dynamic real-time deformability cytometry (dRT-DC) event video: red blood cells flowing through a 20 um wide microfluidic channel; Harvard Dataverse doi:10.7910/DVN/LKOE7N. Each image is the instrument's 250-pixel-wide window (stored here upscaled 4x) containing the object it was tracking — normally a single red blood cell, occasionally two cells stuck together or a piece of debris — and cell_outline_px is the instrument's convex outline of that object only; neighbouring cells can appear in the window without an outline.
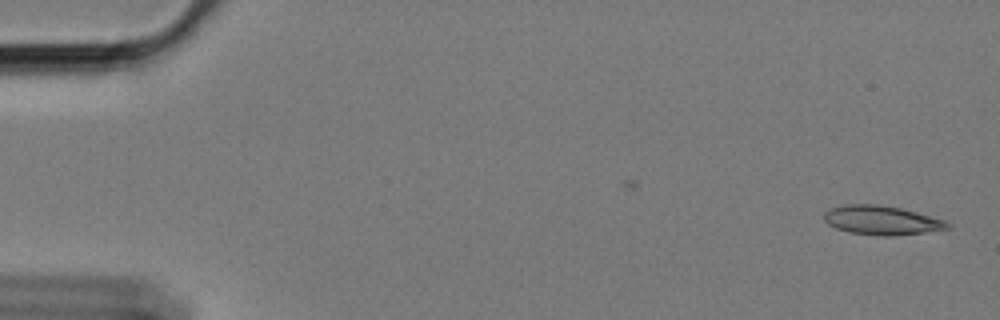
{"species": "Egyptian fruit bat (a non-hibernating species)", "species_latin": "Rousettus aegyptiacus", "temperature_condition": "cold", "stored_images_in_passage": 25, "camera_frame_rate_fps": 3000, "um_per_image_px": 0.085, "animal": {"sex": "female"}, "frame": {"image": 1, "passage_image": 1, "time_ms": 0.0, "image_size_px": [1000, 320], "cell_outline_px": [[952, 228], [924, 232], [892, 236], [876, 236], [848, 232], [836, 228], [828, 224], [824, 220], [824, 212], [828, 208], [844, 204], [876, 204], [900, 208], [916, 212], [944, 220], [952, 224]], "centroid_in_image_um": [74.91, 18.72], "position_along_channel_um": 10.1, "area_um2": 21.1}}
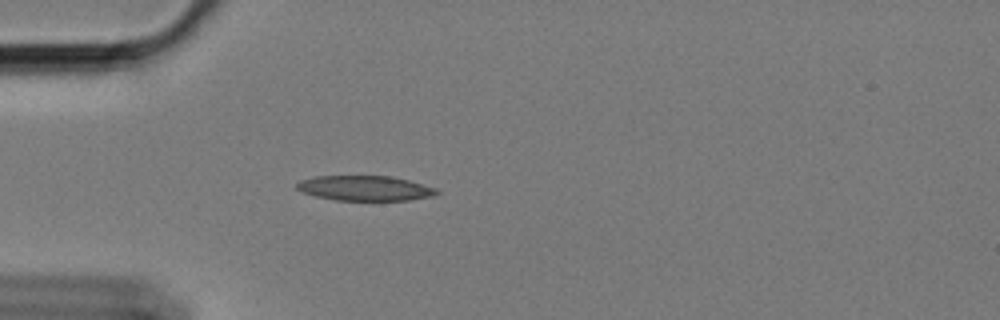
{"frame": {"image": 2, "passage_image": 16, "time_ms": 5.0, "image_size_px": [1000, 320], "cell_outline_px": [[440, 192], [432, 196], [408, 200], [336, 200], [316, 196], [304, 192], [296, 188], [296, 184], [300, 180], [312, 176], [392, 176], [408, 180], [436, 188]], "centroid_in_image_um": [31.01, 15.99], "position_along_channel_um": 54.0, "area_um2": 20.29}}
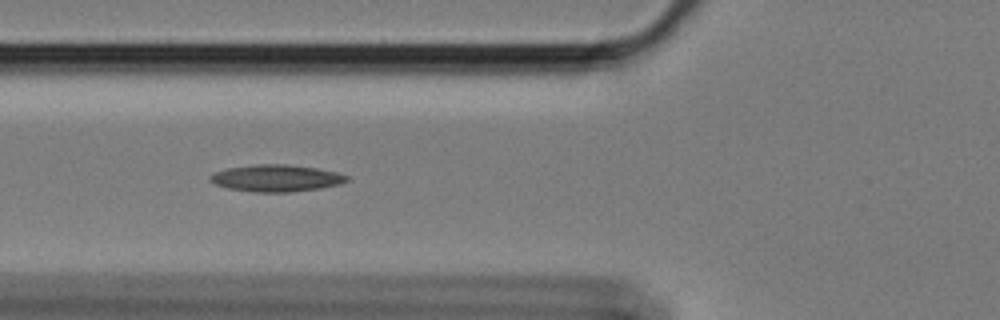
{"frame": {"image": 3, "passage_image": 21, "time_ms": 6.667, "image_size_px": [1000, 320], "cell_outline_px": [[348, 180], [340, 184], [320, 188], [292, 192], [252, 192], [228, 188], [216, 184], [208, 180], [208, 176], [216, 172], [228, 168], [256, 164], [288, 164], [316, 168], [336, 172], [348, 176]], "centroid_in_image_um": [23.47, 15.14], "position_along_channel_um": 102.3, "area_um2": 21.39}}